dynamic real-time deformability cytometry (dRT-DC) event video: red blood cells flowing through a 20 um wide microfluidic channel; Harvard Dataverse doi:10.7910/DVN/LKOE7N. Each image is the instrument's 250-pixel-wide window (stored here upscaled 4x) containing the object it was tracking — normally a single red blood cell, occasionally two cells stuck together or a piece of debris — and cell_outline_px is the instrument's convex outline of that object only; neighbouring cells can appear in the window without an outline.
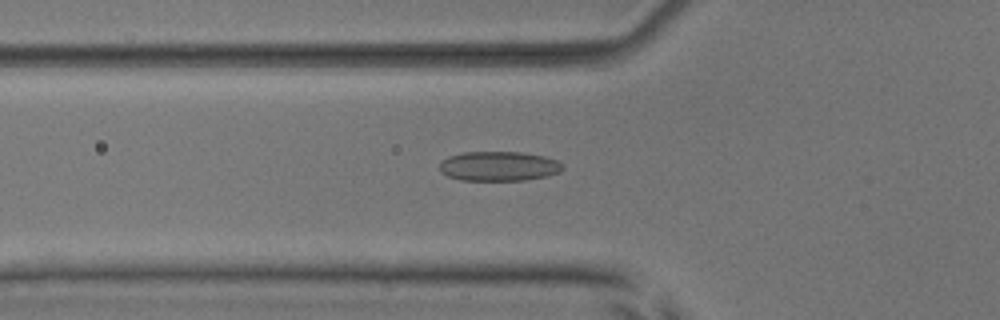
{"species": "common noctule bat (a hibernating species)", "species_latin": "Nyctalus noctula", "temperature_condition": "room temperature", "stored_images_in_passage": 46, "camera_frame_rate_fps": 3000, "um_per_image_px": 0.085, "animal": {"sex": "male", "body_mass_g": 17.9, "forearm_length_mm": 54.2}, "frame": {"image": 1, "passage_image": 11, "time_ms": 3.333, "image_size_px": [1000, 320], "cell_outline_px": [[564, 168], [560, 172], [548, 176], [524, 180], [460, 180], [448, 176], [440, 172], [440, 164], [448, 156], [464, 152], [520, 152], [544, 156], [556, 160], [564, 164]], "centroid_in_image_um": [42.42, 14.13], "position_along_channel_um": 83.4, "area_um2": 21.27}}
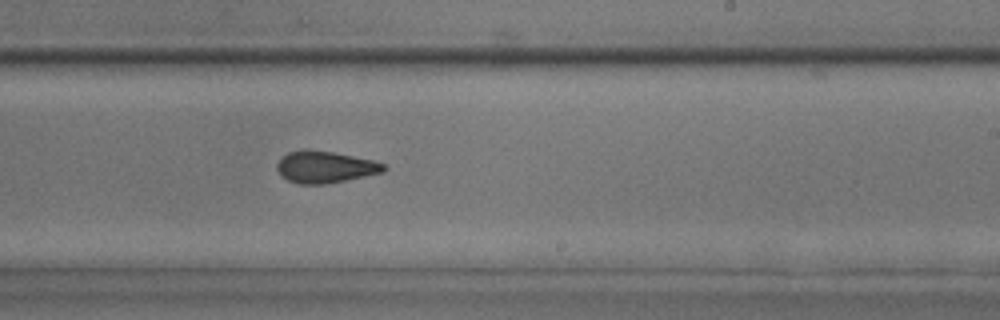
{"frame": {"image": 2, "passage_image": 25, "time_ms": 8.0, "image_size_px": [1000, 320], "cell_outline_px": [[388, 168], [384, 172], [324, 184], [300, 184], [288, 180], [280, 176], [276, 168], [276, 164], [288, 152], [304, 148], [308, 148], [336, 152], [372, 160], [384, 164]], "centroid_in_image_um": [27.61, 14.17], "position_along_channel_um": 261.4, "area_um2": 19.94}}
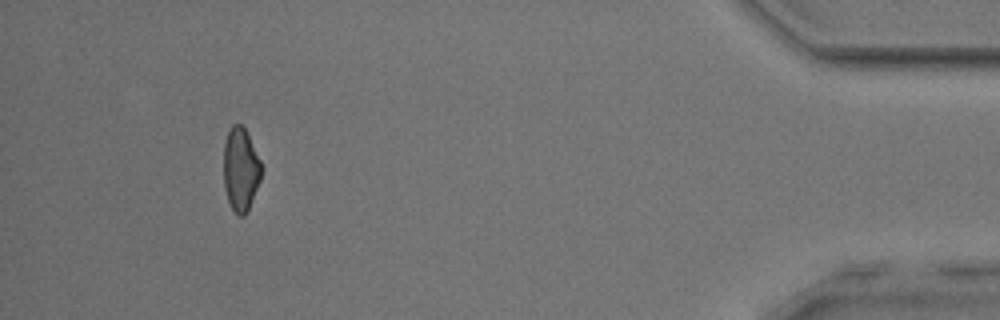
{"frame": {"image": 3, "passage_image": 42, "time_ms": 13.667, "image_size_px": [1000, 320], "cell_outline_px": [[264, 168], [260, 180], [248, 212], [244, 216], [240, 216], [232, 208], [228, 200], [224, 188], [224, 144], [228, 132], [232, 124], [240, 124], [244, 128]], "centroid_in_image_um": [20.47, 14.42], "position_along_channel_um": 414.7, "area_um2": 18.32}, "authors_computed_cell_mechanics": {"area_um2": 19.7676, "velocity_mm_per_s": 3.8184, "shape_relaxation_time_tau1_ms": null, "shape_relaxation_time_tau2_ms": 2.0172, "deformation_change_tau1": null, "deformation_change_tau2": 0.0869}}